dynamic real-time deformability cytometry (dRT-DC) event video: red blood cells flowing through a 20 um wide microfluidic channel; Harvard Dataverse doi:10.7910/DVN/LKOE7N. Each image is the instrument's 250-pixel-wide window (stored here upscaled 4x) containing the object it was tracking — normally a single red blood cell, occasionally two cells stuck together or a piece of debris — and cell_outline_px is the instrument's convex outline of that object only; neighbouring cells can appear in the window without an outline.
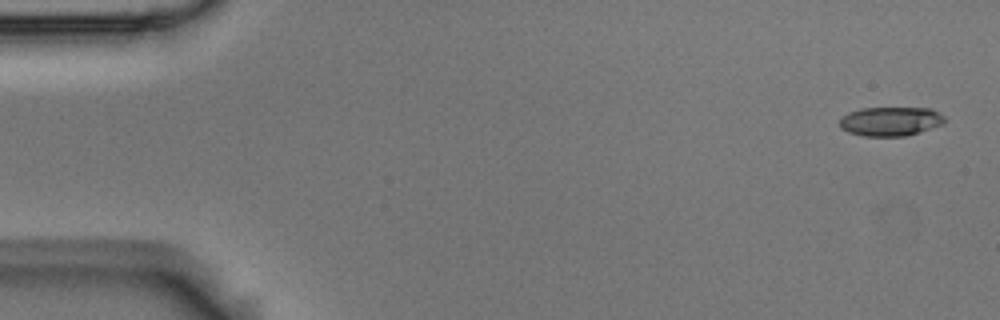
{"species": "Egyptian fruit bat (a non-hibernating species)", "species_latin": "Rousettus aegyptiacus", "temperature_condition": "room temperature", "stored_images_in_passage": 5, "segment_of_instrument_passage": [1, 2], "camera_frame_rate_fps": 3000, "um_per_image_px": 0.085, "animal": {"sex": "male"}, "frame": {"image": 1, "passage_image": 1, "time_ms": 0.0, "image_size_px": [1000, 320], "cell_outline_px": [[944, 124], [904, 136], [864, 136], [848, 132], [840, 128], [840, 120], [848, 112], [860, 108], [932, 108], [944, 116]], "centroid_in_image_um": [75.68, 10.31], "position_along_channel_um": 9.3, "area_um2": 17.74}}
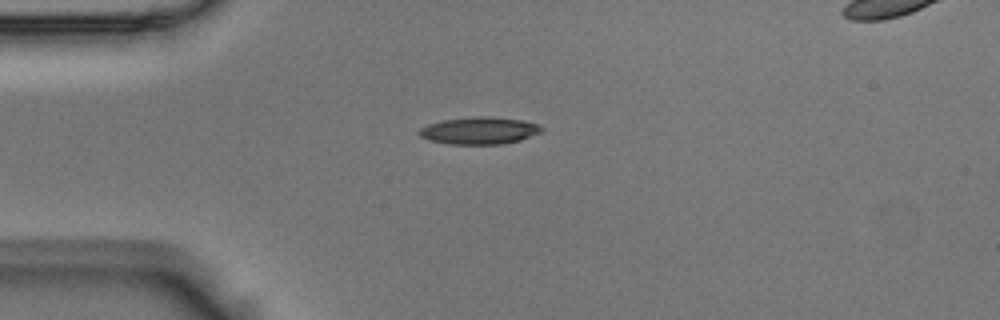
{"frame": {"image": 2, "passage_image": 4, "time_ms": 1.0, "image_size_px": [1000, 320], "cell_outline_px": [[544, 128], [540, 132], [520, 140], [500, 144], [448, 144], [428, 140], [420, 136], [416, 132], [420, 128], [428, 124], [444, 120], [476, 116], [488, 116], [520, 120], [536, 124]], "centroid_in_image_um": [40.69, 11.1], "position_along_channel_um": 44.3, "area_um2": 19.25}}